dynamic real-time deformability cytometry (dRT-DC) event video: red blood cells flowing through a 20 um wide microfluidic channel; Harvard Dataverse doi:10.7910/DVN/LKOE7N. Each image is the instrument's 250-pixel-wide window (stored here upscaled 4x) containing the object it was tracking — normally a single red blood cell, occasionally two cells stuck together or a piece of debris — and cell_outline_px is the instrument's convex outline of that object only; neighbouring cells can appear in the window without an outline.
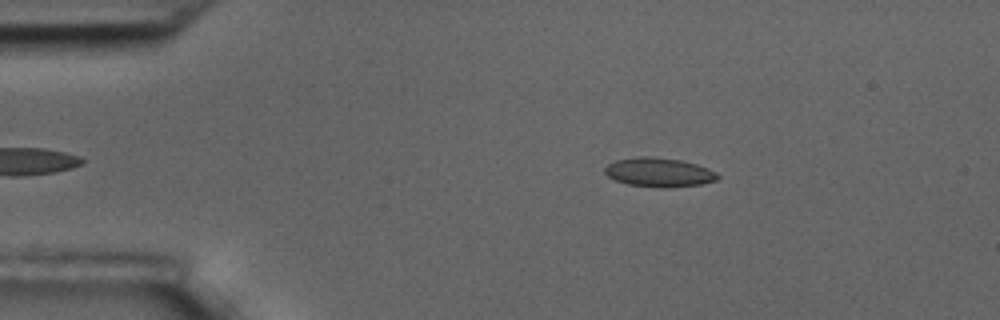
{"species": "common noctule bat (a hibernating species)", "species_latin": "Nyctalus noctula", "temperature_condition": "room temperature", "stored_images_in_passage": 43, "camera_frame_rate_fps": 3000, "um_per_image_px": 0.085, "animal": {"sex": "male", "body_mass_g": 17.5, "forearm_length_mm": 52.3}, "frame": {"image": 1, "passage_image": 5, "time_ms": 1.333, "image_size_px": [1000, 320], "cell_outline_px": [[720, 176], [716, 180], [700, 184], [668, 188], [660, 188], [628, 184], [616, 180], [608, 176], [604, 172], [604, 168], [608, 164], [616, 160], [636, 156], [652, 156], [680, 160], [696, 164], [708, 168], [716, 172]], "centroid_in_image_um": [56.01, 14.64], "position_along_channel_um": 29.0, "area_um2": 19.19}}
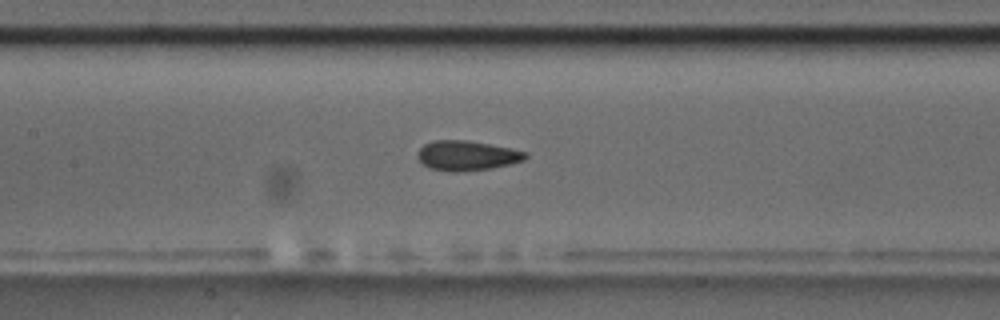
{"frame": {"image": 2, "passage_image": 21, "time_ms": 6.667, "image_size_px": [1000, 320], "cell_outline_px": [[528, 156], [524, 160], [492, 168], [456, 172], [452, 172], [432, 168], [424, 164], [416, 156], [416, 152], [424, 144], [432, 140], [468, 140], [528, 152]], "centroid_in_image_um": [39.66, 13.21], "position_along_channel_um": 167.7, "area_um2": 18.61}}
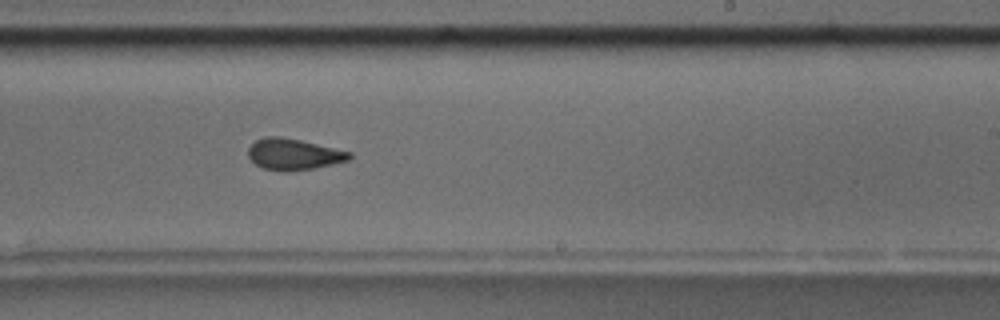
{"frame": {"image": 3, "passage_image": 29, "time_ms": 9.333, "image_size_px": [1000, 320], "cell_outline_px": [[352, 156], [348, 160], [312, 168], [264, 168], [256, 164], [248, 156], [248, 148], [256, 140], [264, 136], [280, 136], [300, 140], [352, 152]], "centroid_in_image_um": [24.95, 13.05], "position_along_channel_um": 264.0, "area_um2": 17.51}, "authors_computed_cell_mechanics": {"area_um2": 18.3804, "velocity_mm_per_s": 3.6274, "shape_relaxation_time_tau1_ms": null, "shape_relaxation_time_tau2_ms": 2.1281, "deformation_change_tau1": null, "deformation_change_tau2": 0.0602}}